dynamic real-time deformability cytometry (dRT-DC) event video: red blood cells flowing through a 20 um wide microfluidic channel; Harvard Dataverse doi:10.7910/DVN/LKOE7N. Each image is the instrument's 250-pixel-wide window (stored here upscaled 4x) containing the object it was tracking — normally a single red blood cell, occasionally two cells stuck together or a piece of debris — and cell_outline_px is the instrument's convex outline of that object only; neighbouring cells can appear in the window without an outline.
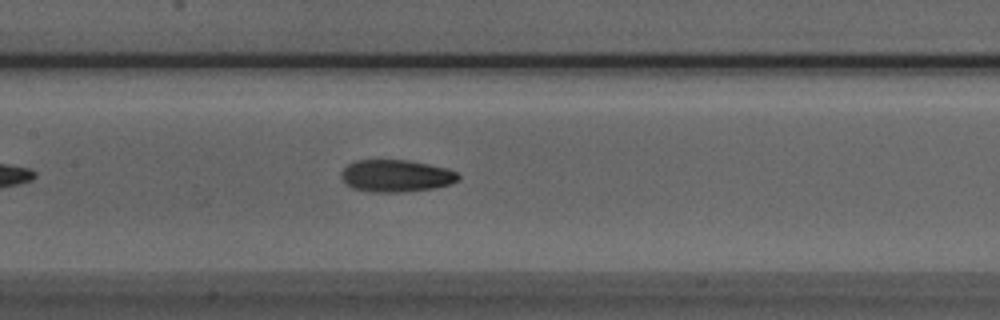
{"species": "Egyptian fruit bat (a non-hibernating species)", "species_latin": "Rousettus aegyptiacus", "temperature_condition": "room temperature", "stored_images_in_passage": 43, "segment_of_instrument_passage": [1, 2], "camera_frame_rate_fps": 3000, "um_per_image_px": 0.085, "animal": {"sex": "male"}, "frame": {"image": 1, "passage_image": 14, "time_ms": 4.333, "image_size_px": [1000, 320], "cell_outline_px": [[460, 180], [452, 184], [432, 188], [404, 192], [372, 192], [352, 188], [344, 184], [340, 176], [340, 172], [348, 164], [356, 160], [408, 160], [448, 168], [456, 172], [460, 176]], "centroid_in_image_um": [33.65, 14.95], "position_along_channel_um": 173.7, "area_um2": 22.2}}
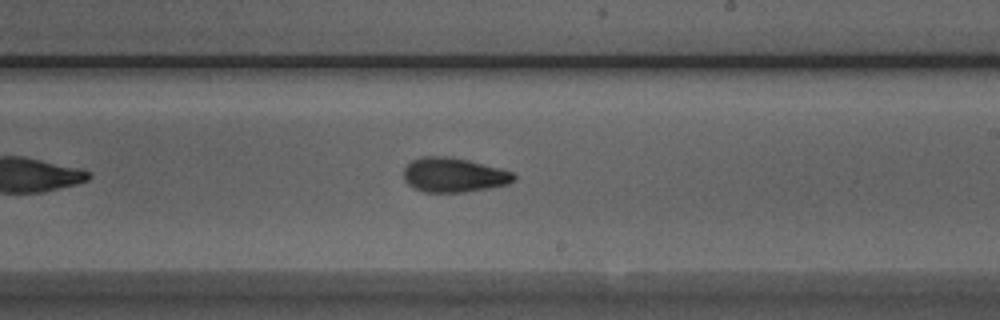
{"frame": {"image": 2, "passage_image": 20, "time_ms": 6.333, "image_size_px": [1000, 320], "cell_outline_px": [[516, 180], [508, 184], [488, 188], [464, 192], [424, 192], [408, 184], [404, 180], [404, 168], [412, 160], [420, 156], [444, 156], [468, 160], [500, 168], [512, 172], [516, 176]], "centroid_in_image_um": [38.57, 14.87], "position_along_channel_um": 250.4, "area_um2": 22.08}}
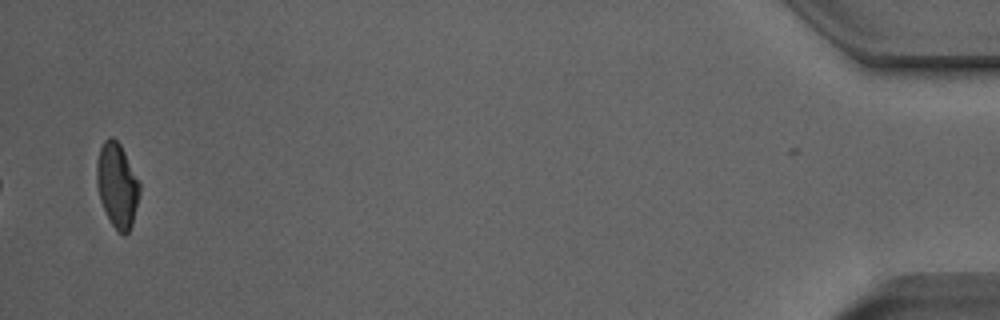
{"frame": {"image": 3, "passage_image": 41, "time_ms": 13.333, "image_size_px": [1000, 320], "cell_outline_px": [[140, 192], [132, 224], [128, 232], [124, 236], [112, 224], [100, 200], [96, 176], [96, 164], [100, 148], [104, 140], [108, 136], [112, 136], [120, 144], [140, 180]], "centroid_in_image_um": [9.97, 15.7], "position_along_channel_um": 425.2, "area_um2": 21.04}}